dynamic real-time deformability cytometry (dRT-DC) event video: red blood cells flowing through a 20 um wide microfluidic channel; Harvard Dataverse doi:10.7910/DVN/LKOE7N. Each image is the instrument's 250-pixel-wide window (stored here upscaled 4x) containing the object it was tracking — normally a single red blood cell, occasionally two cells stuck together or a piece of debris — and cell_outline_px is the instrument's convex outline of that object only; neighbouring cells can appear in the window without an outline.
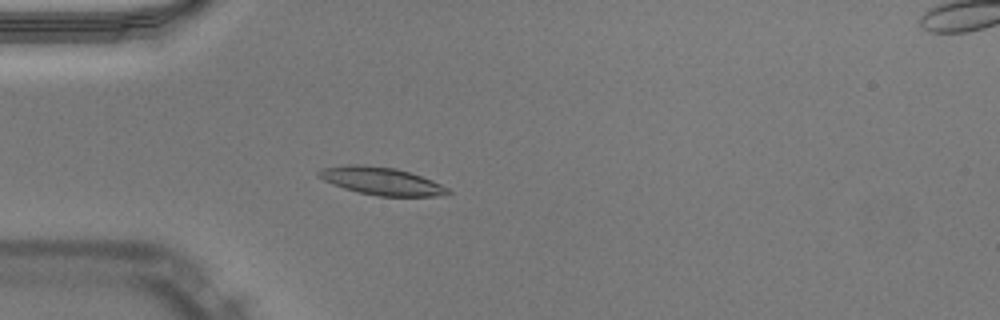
{"species": "Egyptian fruit bat (a non-hibernating species)", "species_latin": "Rousettus aegyptiacus", "temperature_condition": "warm", "stored_images_in_passage": 50, "camera_frame_rate_fps": 3000, "um_per_image_px": 0.085, "animal": {"sex": "male"}, "frame": {"image": 1, "passage_image": 14, "time_ms": 4.333, "image_size_px": [1000, 320], "cell_outline_px": [[452, 192], [444, 196], [380, 196], [360, 192], [344, 188], [332, 184], [316, 176], [316, 172], [320, 168], [348, 164], [364, 164], [396, 168], [432, 180], [448, 188]], "centroid_in_image_um": [32.39, 15.38], "position_along_channel_um": 52.6, "area_um2": 20.92}}
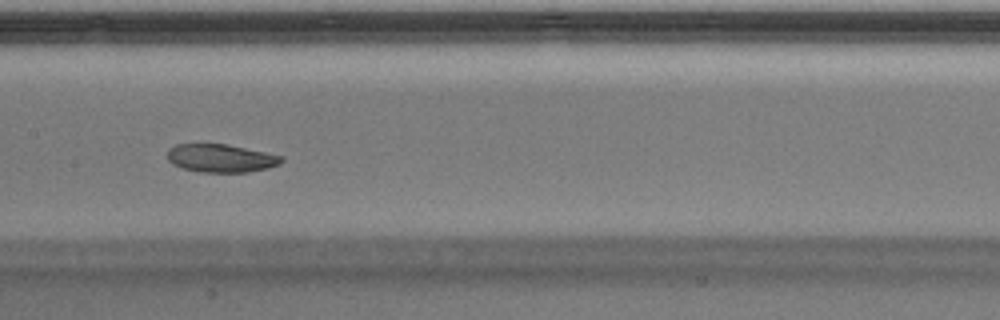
{"frame": {"image": 2, "passage_image": 25, "time_ms": 8.0, "image_size_px": [1000, 320], "cell_outline_px": [[284, 160], [280, 164], [268, 168], [248, 172], [200, 172], [184, 168], [172, 164], [168, 160], [168, 148], [176, 144], [228, 144], [284, 156]], "centroid_in_image_um": [18.8, 13.44], "position_along_channel_um": 188.6, "area_um2": 18.79}}
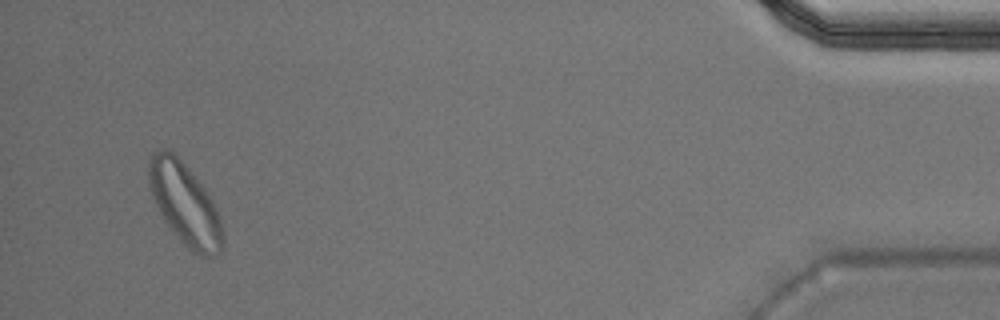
{"frame": {"image": 3, "passage_image": 48, "time_ms": 15.667, "image_size_px": [1000, 320], "cell_outline_px": [[224, 244], [220, 252], [212, 256], [200, 256], [192, 252], [184, 244], [164, 220], [152, 196], [148, 180], [148, 160], [152, 152], [164, 148], [172, 152], [188, 168], [204, 188], [212, 200], [216, 208], [224, 232]], "centroid_in_image_um": [15.71, 17.35], "position_along_channel_um": 419.5, "area_um2": 34.97}, "authors_computed_cell_mechanics": {"area_um2": 20.1722, "velocity_mm_per_s": 3.9573, "shape_relaxation_time_tau1_ms": 4.7876, "shape_relaxation_time_tau2_ms": 10.9405, "deformation_change_tau1": 0.113, "deformation_change_tau2": 0.1661}}